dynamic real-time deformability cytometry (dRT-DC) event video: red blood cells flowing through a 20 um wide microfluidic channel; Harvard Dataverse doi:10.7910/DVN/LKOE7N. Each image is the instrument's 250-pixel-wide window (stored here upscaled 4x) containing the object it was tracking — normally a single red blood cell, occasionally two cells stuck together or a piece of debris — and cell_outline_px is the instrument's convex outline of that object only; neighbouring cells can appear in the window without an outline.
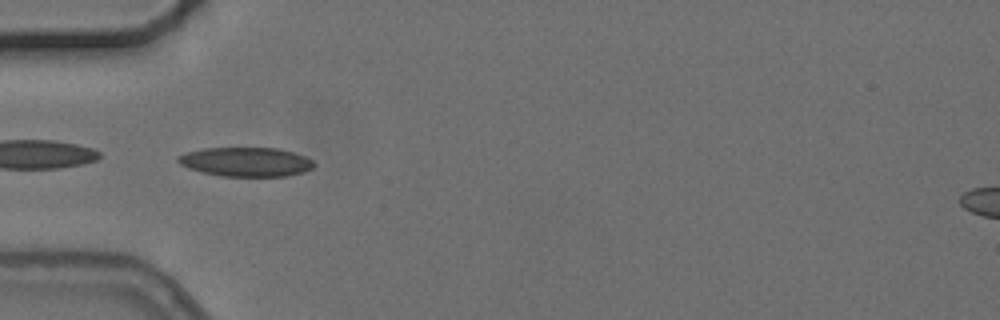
{"species": "common noctule bat (a hibernating species)", "species_latin": "Nyctalus noctula", "temperature_condition": "cold", "stored_images_in_passage": 8, "camera_frame_rate_fps": 3000, "um_per_image_px": 0.085, "animal": {"sex": "female", "body_mass_g": 24.6, "forearm_length_mm": 56.2}, "frame": {"image": 1, "passage_image": 6, "time_ms": 5.667, "image_size_px": [1000, 320], "cell_outline_px": [[316, 164], [312, 168], [288, 176], [220, 176], [200, 172], [188, 168], [180, 164], [176, 160], [176, 156], [188, 152], [204, 148], [280, 148], [304, 156], [312, 160]], "centroid_in_image_um": [20.87, 13.76], "position_along_channel_um": 64.1, "area_um2": 23.12}}
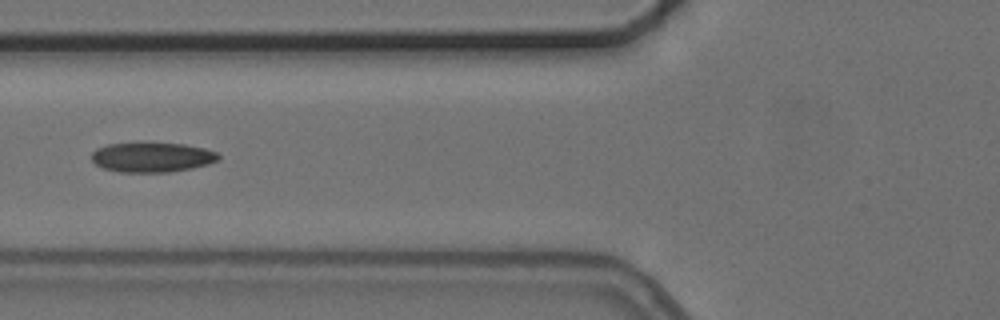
{"frame": {"image": 2, "passage_image": 7, "time_ms": 7.0, "image_size_px": [1000, 320], "cell_outline_px": [[220, 156], [216, 160], [208, 164], [192, 168], [168, 172], [120, 172], [104, 168], [96, 164], [92, 160], [92, 152], [96, 148], [108, 144], [140, 140], [144, 140], [184, 144], [204, 148], [216, 152]], "centroid_in_image_um": [12.88, 13.31], "position_along_channel_um": 112.9, "area_um2": 22.72}}
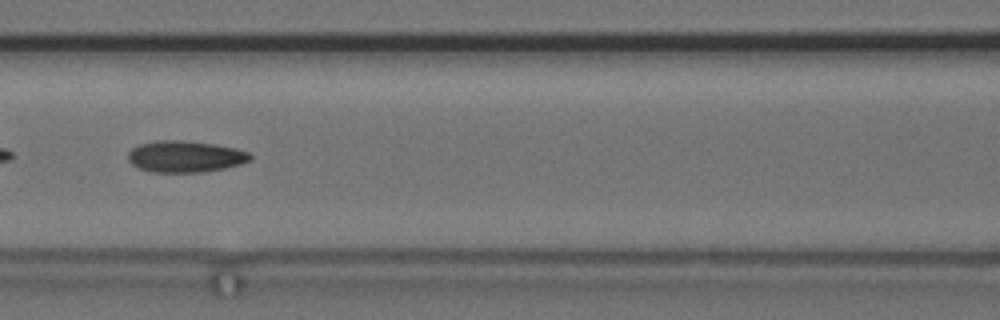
{"frame": {"image": 3, "passage_image": 8, "time_ms": 8.0, "image_size_px": [1000, 320], "cell_outline_px": [[252, 160], [240, 164], [224, 168], [204, 172], [156, 172], [140, 168], [132, 164], [128, 160], [128, 152], [132, 148], [140, 144], [156, 140], [184, 140], [212, 144], [236, 148], [248, 152], [252, 156]], "centroid_in_image_um": [15.75, 13.3], "position_along_channel_um": 150.8, "area_um2": 22.37}}